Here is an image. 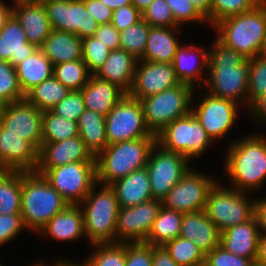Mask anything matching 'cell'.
Wrapping results in <instances>:
<instances>
[{"mask_svg":"<svg viewBox=\"0 0 266 266\" xmlns=\"http://www.w3.org/2000/svg\"><path fill=\"white\" fill-rule=\"evenodd\" d=\"M250 117H254L253 119H257L259 123H266V94L255 100L249 107H248ZM262 121V122H261Z\"/></svg>","mask_w":266,"mask_h":266,"instance_id":"cell-56","label":"cell"},{"mask_svg":"<svg viewBox=\"0 0 266 266\" xmlns=\"http://www.w3.org/2000/svg\"><path fill=\"white\" fill-rule=\"evenodd\" d=\"M79 136L76 121L64 119L51 110L42 116V142H58Z\"/></svg>","mask_w":266,"mask_h":266,"instance_id":"cell-37","label":"cell"},{"mask_svg":"<svg viewBox=\"0 0 266 266\" xmlns=\"http://www.w3.org/2000/svg\"><path fill=\"white\" fill-rule=\"evenodd\" d=\"M125 266H152V245L145 242L126 243Z\"/></svg>","mask_w":266,"mask_h":266,"instance_id":"cell-50","label":"cell"},{"mask_svg":"<svg viewBox=\"0 0 266 266\" xmlns=\"http://www.w3.org/2000/svg\"><path fill=\"white\" fill-rule=\"evenodd\" d=\"M43 5L53 30L84 39L94 36L100 25L86 10L83 0H50Z\"/></svg>","mask_w":266,"mask_h":266,"instance_id":"cell-14","label":"cell"},{"mask_svg":"<svg viewBox=\"0 0 266 266\" xmlns=\"http://www.w3.org/2000/svg\"><path fill=\"white\" fill-rule=\"evenodd\" d=\"M22 171L0 170V214H21Z\"/></svg>","mask_w":266,"mask_h":266,"instance_id":"cell-35","label":"cell"},{"mask_svg":"<svg viewBox=\"0 0 266 266\" xmlns=\"http://www.w3.org/2000/svg\"><path fill=\"white\" fill-rule=\"evenodd\" d=\"M24 98L16 68L8 61L0 60V101L6 105Z\"/></svg>","mask_w":266,"mask_h":266,"instance_id":"cell-44","label":"cell"},{"mask_svg":"<svg viewBox=\"0 0 266 266\" xmlns=\"http://www.w3.org/2000/svg\"><path fill=\"white\" fill-rule=\"evenodd\" d=\"M38 150L0 124V170L35 171Z\"/></svg>","mask_w":266,"mask_h":266,"instance_id":"cell-20","label":"cell"},{"mask_svg":"<svg viewBox=\"0 0 266 266\" xmlns=\"http://www.w3.org/2000/svg\"><path fill=\"white\" fill-rule=\"evenodd\" d=\"M217 39L247 59L265 54L266 0L253 10L224 19L213 27Z\"/></svg>","mask_w":266,"mask_h":266,"instance_id":"cell-4","label":"cell"},{"mask_svg":"<svg viewBox=\"0 0 266 266\" xmlns=\"http://www.w3.org/2000/svg\"><path fill=\"white\" fill-rule=\"evenodd\" d=\"M96 186L99 185L95 184L79 205L84 215L85 236L92 245L116 243L119 210L116 194L110 185H103L98 191Z\"/></svg>","mask_w":266,"mask_h":266,"instance_id":"cell-6","label":"cell"},{"mask_svg":"<svg viewBox=\"0 0 266 266\" xmlns=\"http://www.w3.org/2000/svg\"><path fill=\"white\" fill-rule=\"evenodd\" d=\"M77 124L79 137L94 157L108 146L104 115L86 108Z\"/></svg>","mask_w":266,"mask_h":266,"instance_id":"cell-33","label":"cell"},{"mask_svg":"<svg viewBox=\"0 0 266 266\" xmlns=\"http://www.w3.org/2000/svg\"><path fill=\"white\" fill-rule=\"evenodd\" d=\"M191 2L211 26V0H191Z\"/></svg>","mask_w":266,"mask_h":266,"instance_id":"cell-58","label":"cell"},{"mask_svg":"<svg viewBox=\"0 0 266 266\" xmlns=\"http://www.w3.org/2000/svg\"><path fill=\"white\" fill-rule=\"evenodd\" d=\"M110 50L120 49V32L111 24H100L94 36Z\"/></svg>","mask_w":266,"mask_h":266,"instance_id":"cell-53","label":"cell"},{"mask_svg":"<svg viewBox=\"0 0 266 266\" xmlns=\"http://www.w3.org/2000/svg\"><path fill=\"white\" fill-rule=\"evenodd\" d=\"M142 19L150 27H179L165 0H153L142 12Z\"/></svg>","mask_w":266,"mask_h":266,"instance_id":"cell-46","label":"cell"},{"mask_svg":"<svg viewBox=\"0 0 266 266\" xmlns=\"http://www.w3.org/2000/svg\"><path fill=\"white\" fill-rule=\"evenodd\" d=\"M12 14V5L7 6L4 1L0 0V29L5 25L6 20Z\"/></svg>","mask_w":266,"mask_h":266,"instance_id":"cell-60","label":"cell"},{"mask_svg":"<svg viewBox=\"0 0 266 266\" xmlns=\"http://www.w3.org/2000/svg\"><path fill=\"white\" fill-rule=\"evenodd\" d=\"M141 20L142 13L130 4L113 10L111 24L121 32Z\"/></svg>","mask_w":266,"mask_h":266,"instance_id":"cell-52","label":"cell"},{"mask_svg":"<svg viewBox=\"0 0 266 266\" xmlns=\"http://www.w3.org/2000/svg\"><path fill=\"white\" fill-rule=\"evenodd\" d=\"M104 5H107L111 10H116L119 7L132 4V0H100Z\"/></svg>","mask_w":266,"mask_h":266,"instance_id":"cell-61","label":"cell"},{"mask_svg":"<svg viewBox=\"0 0 266 266\" xmlns=\"http://www.w3.org/2000/svg\"><path fill=\"white\" fill-rule=\"evenodd\" d=\"M26 229L21 214H0V246L9 243Z\"/></svg>","mask_w":266,"mask_h":266,"instance_id":"cell-51","label":"cell"},{"mask_svg":"<svg viewBox=\"0 0 266 266\" xmlns=\"http://www.w3.org/2000/svg\"><path fill=\"white\" fill-rule=\"evenodd\" d=\"M86 107L80 91H71L51 110L54 114L73 121H78Z\"/></svg>","mask_w":266,"mask_h":266,"instance_id":"cell-47","label":"cell"},{"mask_svg":"<svg viewBox=\"0 0 266 266\" xmlns=\"http://www.w3.org/2000/svg\"><path fill=\"white\" fill-rule=\"evenodd\" d=\"M208 50V94L247 106L249 59L218 39ZM246 102V103H245Z\"/></svg>","mask_w":266,"mask_h":266,"instance_id":"cell-1","label":"cell"},{"mask_svg":"<svg viewBox=\"0 0 266 266\" xmlns=\"http://www.w3.org/2000/svg\"><path fill=\"white\" fill-rule=\"evenodd\" d=\"M138 59L123 49L111 50L95 76L118 85L127 94L131 90Z\"/></svg>","mask_w":266,"mask_h":266,"instance_id":"cell-27","label":"cell"},{"mask_svg":"<svg viewBox=\"0 0 266 266\" xmlns=\"http://www.w3.org/2000/svg\"><path fill=\"white\" fill-rule=\"evenodd\" d=\"M194 87L180 83L155 95L140 99L144 121L154 135L175 119L191 112L194 99Z\"/></svg>","mask_w":266,"mask_h":266,"instance_id":"cell-7","label":"cell"},{"mask_svg":"<svg viewBox=\"0 0 266 266\" xmlns=\"http://www.w3.org/2000/svg\"><path fill=\"white\" fill-rule=\"evenodd\" d=\"M3 108H4V104L0 101V118H1Z\"/></svg>","mask_w":266,"mask_h":266,"instance_id":"cell-64","label":"cell"},{"mask_svg":"<svg viewBox=\"0 0 266 266\" xmlns=\"http://www.w3.org/2000/svg\"><path fill=\"white\" fill-rule=\"evenodd\" d=\"M261 234H266V198L255 200V213Z\"/></svg>","mask_w":266,"mask_h":266,"instance_id":"cell-57","label":"cell"},{"mask_svg":"<svg viewBox=\"0 0 266 266\" xmlns=\"http://www.w3.org/2000/svg\"><path fill=\"white\" fill-rule=\"evenodd\" d=\"M93 248L83 262L86 266H125L126 243L93 244Z\"/></svg>","mask_w":266,"mask_h":266,"instance_id":"cell-40","label":"cell"},{"mask_svg":"<svg viewBox=\"0 0 266 266\" xmlns=\"http://www.w3.org/2000/svg\"><path fill=\"white\" fill-rule=\"evenodd\" d=\"M162 201L153 199L132 207H119L116 224V243L145 242Z\"/></svg>","mask_w":266,"mask_h":266,"instance_id":"cell-15","label":"cell"},{"mask_svg":"<svg viewBox=\"0 0 266 266\" xmlns=\"http://www.w3.org/2000/svg\"><path fill=\"white\" fill-rule=\"evenodd\" d=\"M85 107L106 116L127 93L118 85L101 79L94 74L80 90Z\"/></svg>","mask_w":266,"mask_h":266,"instance_id":"cell-25","label":"cell"},{"mask_svg":"<svg viewBox=\"0 0 266 266\" xmlns=\"http://www.w3.org/2000/svg\"><path fill=\"white\" fill-rule=\"evenodd\" d=\"M13 3L12 14L24 29L27 41L40 48L53 30L45 6L33 0Z\"/></svg>","mask_w":266,"mask_h":266,"instance_id":"cell-21","label":"cell"},{"mask_svg":"<svg viewBox=\"0 0 266 266\" xmlns=\"http://www.w3.org/2000/svg\"><path fill=\"white\" fill-rule=\"evenodd\" d=\"M180 27H151L141 60L157 63H173L177 48L181 45L176 34Z\"/></svg>","mask_w":266,"mask_h":266,"instance_id":"cell-30","label":"cell"},{"mask_svg":"<svg viewBox=\"0 0 266 266\" xmlns=\"http://www.w3.org/2000/svg\"><path fill=\"white\" fill-rule=\"evenodd\" d=\"M264 0H211V26L216 23L246 13L256 8Z\"/></svg>","mask_w":266,"mask_h":266,"instance_id":"cell-42","label":"cell"},{"mask_svg":"<svg viewBox=\"0 0 266 266\" xmlns=\"http://www.w3.org/2000/svg\"><path fill=\"white\" fill-rule=\"evenodd\" d=\"M172 11L175 21L183 23H207L208 21L195 9L191 0H165Z\"/></svg>","mask_w":266,"mask_h":266,"instance_id":"cell-48","label":"cell"},{"mask_svg":"<svg viewBox=\"0 0 266 266\" xmlns=\"http://www.w3.org/2000/svg\"><path fill=\"white\" fill-rule=\"evenodd\" d=\"M17 1H28V0H13V2H17Z\"/></svg>","mask_w":266,"mask_h":266,"instance_id":"cell-67","label":"cell"},{"mask_svg":"<svg viewBox=\"0 0 266 266\" xmlns=\"http://www.w3.org/2000/svg\"><path fill=\"white\" fill-rule=\"evenodd\" d=\"M255 265L266 266V234H260Z\"/></svg>","mask_w":266,"mask_h":266,"instance_id":"cell-59","label":"cell"},{"mask_svg":"<svg viewBox=\"0 0 266 266\" xmlns=\"http://www.w3.org/2000/svg\"><path fill=\"white\" fill-rule=\"evenodd\" d=\"M91 75L83 59L53 66V76L70 91H80L88 83Z\"/></svg>","mask_w":266,"mask_h":266,"instance_id":"cell-38","label":"cell"},{"mask_svg":"<svg viewBox=\"0 0 266 266\" xmlns=\"http://www.w3.org/2000/svg\"><path fill=\"white\" fill-rule=\"evenodd\" d=\"M60 241H74L85 236L84 215L81 206L68 205L39 231Z\"/></svg>","mask_w":266,"mask_h":266,"instance_id":"cell-29","label":"cell"},{"mask_svg":"<svg viewBox=\"0 0 266 266\" xmlns=\"http://www.w3.org/2000/svg\"><path fill=\"white\" fill-rule=\"evenodd\" d=\"M20 88L24 95L53 76V64L39 48L16 67Z\"/></svg>","mask_w":266,"mask_h":266,"instance_id":"cell-32","label":"cell"},{"mask_svg":"<svg viewBox=\"0 0 266 266\" xmlns=\"http://www.w3.org/2000/svg\"><path fill=\"white\" fill-rule=\"evenodd\" d=\"M247 195L246 192L216 183L209 192L204 211L223 232L254 217L255 201L248 200Z\"/></svg>","mask_w":266,"mask_h":266,"instance_id":"cell-9","label":"cell"},{"mask_svg":"<svg viewBox=\"0 0 266 266\" xmlns=\"http://www.w3.org/2000/svg\"><path fill=\"white\" fill-rule=\"evenodd\" d=\"M260 234V229L254 216L245 223L221 232L220 246L228 252L249 258L255 263Z\"/></svg>","mask_w":266,"mask_h":266,"instance_id":"cell-24","label":"cell"},{"mask_svg":"<svg viewBox=\"0 0 266 266\" xmlns=\"http://www.w3.org/2000/svg\"><path fill=\"white\" fill-rule=\"evenodd\" d=\"M110 51L93 36L82 39V59L91 74H95L104 64Z\"/></svg>","mask_w":266,"mask_h":266,"instance_id":"cell-45","label":"cell"},{"mask_svg":"<svg viewBox=\"0 0 266 266\" xmlns=\"http://www.w3.org/2000/svg\"><path fill=\"white\" fill-rule=\"evenodd\" d=\"M57 263L54 264V266H86L84 263H81V264H77V263H74V262H70L69 260L66 261V260H60L59 261H56Z\"/></svg>","mask_w":266,"mask_h":266,"instance_id":"cell-63","label":"cell"},{"mask_svg":"<svg viewBox=\"0 0 266 266\" xmlns=\"http://www.w3.org/2000/svg\"><path fill=\"white\" fill-rule=\"evenodd\" d=\"M33 1L39 2V3H45V2L50 1V0H33Z\"/></svg>","mask_w":266,"mask_h":266,"instance_id":"cell-65","label":"cell"},{"mask_svg":"<svg viewBox=\"0 0 266 266\" xmlns=\"http://www.w3.org/2000/svg\"><path fill=\"white\" fill-rule=\"evenodd\" d=\"M203 100L191 112L201 123L209 137L215 141L224 137L234 126L239 104L204 93Z\"/></svg>","mask_w":266,"mask_h":266,"instance_id":"cell-17","label":"cell"},{"mask_svg":"<svg viewBox=\"0 0 266 266\" xmlns=\"http://www.w3.org/2000/svg\"><path fill=\"white\" fill-rule=\"evenodd\" d=\"M266 94V54L249 59L247 107Z\"/></svg>","mask_w":266,"mask_h":266,"instance_id":"cell-43","label":"cell"},{"mask_svg":"<svg viewBox=\"0 0 266 266\" xmlns=\"http://www.w3.org/2000/svg\"><path fill=\"white\" fill-rule=\"evenodd\" d=\"M230 187L241 192L261 188L266 182V137L254 133L234 141L224 161Z\"/></svg>","mask_w":266,"mask_h":266,"instance_id":"cell-2","label":"cell"},{"mask_svg":"<svg viewBox=\"0 0 266 266\" xmlns=\"http://www.w3.org/2000/svg\"><path fill=\"white\" fill-rule=\"evenodd\" d=\"M265 54H266V28H265Z\"/></svg>","mask_w":266,"mask_h":266,"instance_id":"cell-66","label":"cell"},{"mask_svg":"<svg viewBox=\"0 0 266 266\" xmlns=\"http://www.w3.org/2000/svg\"><path fill=\"white\" fill-rule=\"evenodd\" d=\"M152 1L153 0H132V5L142 13Z\"/></svg>","mask_w":266,"mask_h":266,"instance_id":"cell-62","label":"cell"},{"mask_svg":"<svg viewBox=\"0 0 266 266\" xmlns=\"http://www.w3.org/2000/svg\"><path fill=\"white\" fill-rule=\"evenodd\" d=\"M180 83L176 77L173 63L138 60L133 84L128 95L140 100L170 89Z\"/></svg>","mask_w":266,"mask_h":266,"instance_id":"cell-18","label":"cell"},{"mask_svg":"<svg viewBox=\"0 0 266 266\" xmlns=\"http://www.w3.org/2000/svg\"><path fill=\"white\" fill-rule=\"evenodd\" d=\"M40 49L53 66L82 59V39L72 33L52 30Z\"/></svg>","mask_w":266,"mask_h":266,"instance_id":"cell-31","label":"cell"},{"mask_svg":"<svg viewBox=\"0 0 266 266\" xmlns=\"http://www.w3.org/2000/svg\"><path fill=\"white\" fill-rule=\"evenodd\" d=\"M176 77L181 83H185L195 87V82L199 80L206 81L207 77L203 78L201 74L204 70L207 73L208 67V51L195 45H181L177 48L173 61ZM204 69V70H202ZM197 80V81H195Z\"/></svg>","mask_w":266,"mask_h":266,"instance_id":"cell-26","label":"cell"},{"mask_svg":"<svg viewBox=\"0 0 266 266\" xmlns=\"http://www.w3.org/2000/svg\"><path fill=\"white\" fill-rule=\"evenodd\" d=\"M255 263L246 257H240L226 251L222 246L214 248L205 256L204 266H254Z\"/></svg>","mask_w":266,"mask_h":266,"instance_id":"cell-49","label":"cell"},{"mask_svg":"<svg viewBox=\"0 0 266 266\" xmlns=\"http://www.w3.org/2000/svg\"><path fill=\"white\" fill-rule=\"evenodd\" d=\"M110 186L114 189L119 207H132L153 200L146 167L132 172Z\"/></svg>","mask_w":266,"mask_h":266,"instance_id":"cell-28","label":"cell"},{"mask_svg":"<svg viewBox=\"0 0 266 266\" xmlns=\"http://www.w3.org/2000/svg\"><path fill=\"white\" fill-rule=\"evenodd\" d=\"M80 161H95V157L79 136L58 142H42L35 171L44 175L52 168Z\"/></svg>","mask_w":266,"mask_h":266,"instance_id":"cell-19","label":"cell"},{"mask_svg":"<svg viewBox=\"0 0 266 266\" xmlns=\"http://www.w3.org/2000/svg\"><path fill=\"white\" fill-rule=\"evenodd\" d=\"M212 142L192 112L175 119L156 134L158 146L166 151L179 153L189 161L203 155Z\"/></svg>","mask_w":266,"mask_h":266,"instance_id":"cell-8","label":"cell"},{"mask_svg":"<svg viewBox=\"0 0 266 266\" xmlns=\"http://www.w3.org/2000/svg\"><path fill=\"white\" fill-rule=\"evenodd\" d=\"M179 266H204L205 254L189 239L177 237L163 245Z\"/></svg>","mask_w":266,"mask_h":266,"instance_id":"cell-39","label":"cell"},{"mask_svg":"<svg viewBox=\"0 0 266 266\" xmlns=\"http://www.w3.org/2000/svg\"><path fill=\"white\" fill-rule=\"evenodd\" d=\"M150 26L142 19L137 24L129 26L120 32V48L141 60L146 44Z\"/></svg>","mask_w":266,"mask_h":266,"instance_id":"cell-41","label":"cell"},{"mask_svg":"<svg viewBox=\"0 0 266 266\" xmlns=\"http://www.w3.org/2000/svg\"><path fill=\"white\" fill-rule=\"evenodd\" d=\"M182 219L183 213L162 206L145 243L152 246H163L165 243L179 237Z\"/></svg>","mask_w":266,"mask_h":266,"instance_id":"cell-34","label":"cell"},{"mask_svg":"<svg viewBox=\"0 0 266 266\" xmlns=\"http://www.w3.org/2000/svg\"><path fill=\"white\" fill-rule=\"evenodd\" d=\"M42 116L26 98L4 105L0 124L19 137L29 141L38 151L42 145Z\"/></svg>","mask_w":266,"mask_h":266,"instance_id":"cell-16","label":"cell"},{"mask_svg":"<svg viewBox=\"0 0 266 266\" xmlns=\"http://www.w3.org/2000/svg\"><path fill=\"white\" fill-rule=\"evenodd\" d=\"M86 10L95 18L99 24H108L112 21V13L107 5H104L100 0H83Z\"/></svg>","mask_w":266,"mask_h":266,"instance_id":"cell-54","label":"cell"},{"mask_svg":"<svg viewBox=\"0 0 266 266\" xmlns=\"http://www.w3.org/2000/svg\"><path fill=\"white\" fill-rule=\"evenodd\" d=\"M68 205L43 175L36 171L22 172L21 215L27 229L39 233Z\"/></svg>","mask_w":266,"mask_h":266,"instance_id":"cell-5","label":"cell"},{"mask_svg":"<svg viewBox=\"0 0 266 266\" xmlns=\"http://www.w3.org/2000/svg\"><path fill=\"white\" fill-rule=\"evenodd\" d=\"M216 183L217 181L209 175L190 168L168 191L167 196L162 200V206L183 214L203 211L209 192Z\"/></svg>","mask_w":266,"mask_h":266,"instance_id":"cell-12","label":"cell"},{"mask_svg":"<svg viewBox=\"0 0 266 266\" xmlns=\"http://www.w3.org/2000/svg\"><path fill=\"white\" fill-rule=\"evenodd\" d=\"M70 92L66 86L51 76L31 89L25 98L37 109L44 112L52 110Z\"/></svg>","mask_w":266,"mask_h":266,"instance_id":"cell-36","label":"cell"},{"mask_svg":"<svg viewBox=\"0 0 266 266\" xmlns=\"http://www.w3.org/2000/svg\"><path fill=\"white\" fill-rule=\"evenodd\" d=\"M43 176L69 205H80L97 184L95 161L68 163L48 170Z\"/></svg>","mask_w":266,"mask_h":266,"instance_id":"cell-10","label":"cell"},{"mask_svg":"<svg viewBox=\"0 0 266 266\" xmlns=\"http://www.w3.org/2000/svg\"><path fill=\"white\" fill-rule=\"evenodd\" d=\"M152 266H179L163 246H152Z\"/></svg>","mask_w":266,"mask_h":266,"instance_id":"cell-55","label":"cell"},{"mask_svg":"<svg viewBox=\"0 0 266 266\" xmlns=\"http://www.w3.org/2000/svg\"><path fill=\"white\" fill-rule=\"evenodd\" d=\"M156 137H142L108 145L95 156L97 184L111 185L146 167Z\"/></svg>","mask_w":266,"mask_h":266,"instance_id":"cell-3","label":"cell"},{"mask_svg":"<svg viewBox=\"0 0 266 266\" xmlns=\"http://www.w3.org/2000/svg\"><path fill=\"white\" fill-rule=\"evenodd\" d=\"M107 144L156 137L145 125L143 108L139 100L128 94L105 116Z\"/></svg>","mask_w":266,"mask_h":266,"instance_id":"cell-11","label":"cell"},{"mask_svg":"<svg viewBox=\"0 0 266 266\" xmlns=\"http://www.w3.org/2000/svg\"><path fill=\"white\" fill-rule=\"evenodd\" d=\"M38 49L27 41L20 22L11 14L0 29V60L8 61L16 67Z\"/></svg>","mask_w":266,"mask_h":266,"instance_id":"cell-22","label":"cell"},{"mask_svg":"<svg viewBox=\"0 0 266 266\" xmlns=\"http://www.w3.org/2000/svg\"><path fill=\"white\" fill-rule=\"evenodd\" d=\"M179 237L193 241L206 255L220 246L221 232L203 210L183 214Z\"/></svg>","mask_w":266,"mask_h":266,"instance_id":"cell-23","label":"cell"},{"mask_svg":"<svg viewBox=\"0 0 266 266\" xmlns=\"http://www.w3.org/2000/svg\"><path fill=\"white\" fill-rule=\"evenodd\" d=\"M189 162L185 156L166 151L155 144L146 165L153 199L162 201L167 196L168 191L190 169Z\"/></svg>","mask_w":266,"mask_h":266,"instance_id":"cell-13","label":"cell"}]
</instances>
